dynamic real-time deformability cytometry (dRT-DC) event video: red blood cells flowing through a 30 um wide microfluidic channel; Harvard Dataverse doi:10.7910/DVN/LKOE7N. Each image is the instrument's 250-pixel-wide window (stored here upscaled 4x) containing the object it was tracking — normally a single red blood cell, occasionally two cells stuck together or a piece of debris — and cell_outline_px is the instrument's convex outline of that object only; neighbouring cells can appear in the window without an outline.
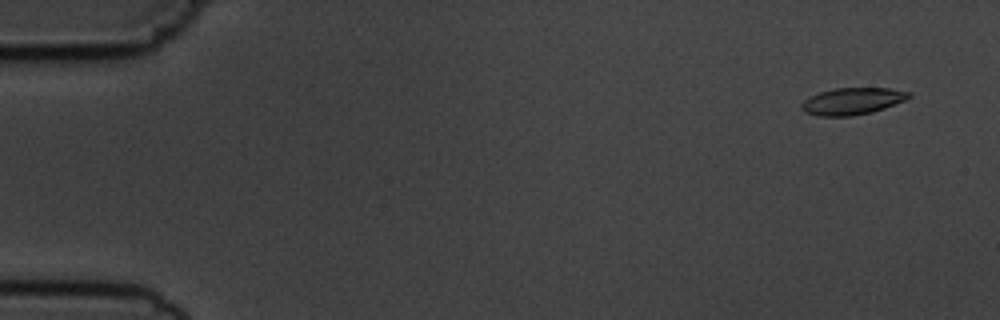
{"species": "common noctule bat (a hibernating species)", "species_latin": "Nyctalus noctula", "temperature_condition": "cold", "stored_images_in_passage": 6, "camera_frame_rate_fps": 3000, "um_per_image_px": 0.085, "animal": {"sex": "male", "body_mass_g": 19.5, "forearm_length_mm": 54.6}, "frame": {"image": 1, "passage_image": 2, "time_ms": 1.0, "image_size_px": [1000, 320], "cell_outline_px": [[912, 96], [904, 100], [884, 108], [872, 112], [852, 116], [820, 116], [804, 112], [800, 108], [800, 104], [804, 100], [820, 92], [836, 88], [888, 88], [912, 92]], "centroid_in_image_um": [72.45, 8.6], "position_along_channel_um": 12.6, "area_um2": 16.76}}